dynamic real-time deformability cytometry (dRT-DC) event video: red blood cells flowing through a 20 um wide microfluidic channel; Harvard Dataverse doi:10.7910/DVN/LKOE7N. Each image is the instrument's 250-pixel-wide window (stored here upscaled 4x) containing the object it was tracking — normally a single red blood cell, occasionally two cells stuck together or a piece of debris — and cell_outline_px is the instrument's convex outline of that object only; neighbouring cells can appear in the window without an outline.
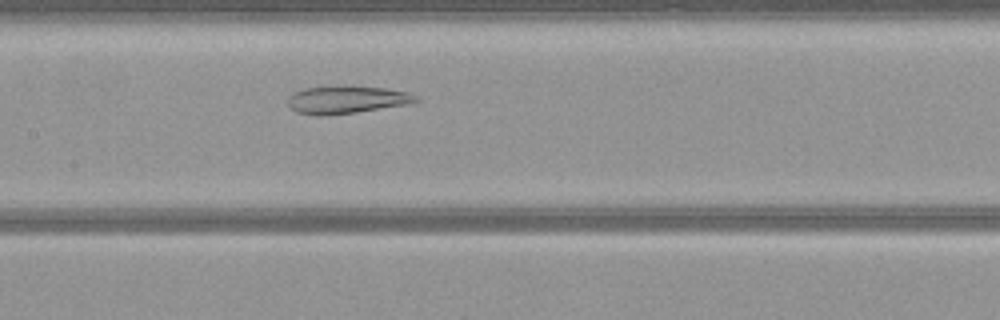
{"species": "common noctule bat (a hibernating species)", "species_latin": "Nyctalus noctula", "temperature_condition": "warm", "stored_images_in_passage": 42, "camera_frame_rate_fps": 3000, "um_per_image_px": 0.085, "animal": {"sex": "female", "body_mass_g": 21.9}, "frame": {"image": 1, "passage_image": 14, "time_ms": 4.333, "image_size_px": [1000, 320], "cell_outline_px": [[420, 100], [416, 104], [328, 116], [320, 116], [296, 112], [288, 104], [288, 96], [292, 92], [304, 88], [388, 88], [404, 92], [416, 96]], "centroid_in_image_um": [29.5, 8.53], "position_along_channel_um": 177.9, "area_um2": 20.29}}
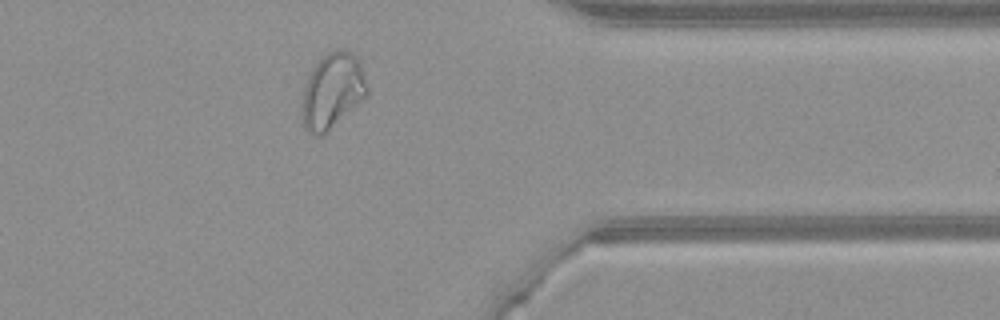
{"frame": {"image": 2, "passage_image": 31, "time_ms": 10.0, "image_size_px": [1000, 320], "cell_outline_px": [[368, 96], [328, 132], [320, 136], [316, 136], [308, 132], [304, 128], [300, 120], [300, 104], [304, 84], [312, 68], [328, 52], [336, 48], [344, 48], [352, 52], [356, 56], [364, 72], [368, 84]], "centroid_in_image_um": [28.23, 7.75], "position_along_channel_um": 383.2, "area_um2": 29.59}}
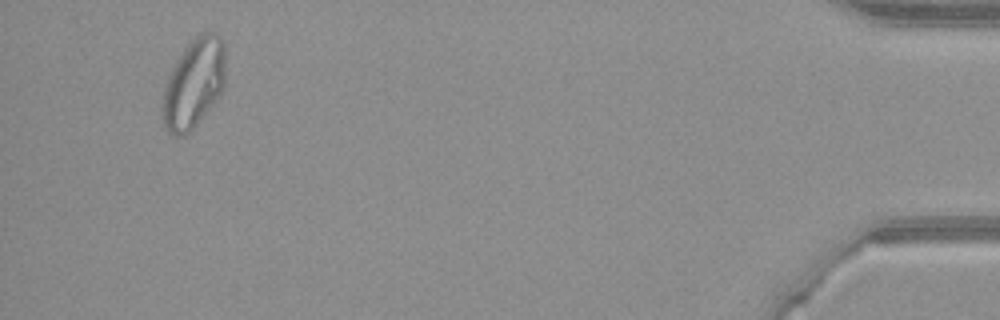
{"frame": {"image": 3, "passage_image": 39, "time_ms": 12.667, "image_size_px": [1000, 320], "cell_outline_px": [[224, 84], [220, 96], [196, 124], [184, 136], [176, 136], [168, 132], [164, 128], [160, 104], [164, 88], [168, 76], [176, 60], [188, 44], [196, 36], [204, 32], [216, 32], [224, 40]], "centroid_in_image_um": [16.45, 7.1], "position_along_channel_um": 418.8, "area_um2": 32.95}}